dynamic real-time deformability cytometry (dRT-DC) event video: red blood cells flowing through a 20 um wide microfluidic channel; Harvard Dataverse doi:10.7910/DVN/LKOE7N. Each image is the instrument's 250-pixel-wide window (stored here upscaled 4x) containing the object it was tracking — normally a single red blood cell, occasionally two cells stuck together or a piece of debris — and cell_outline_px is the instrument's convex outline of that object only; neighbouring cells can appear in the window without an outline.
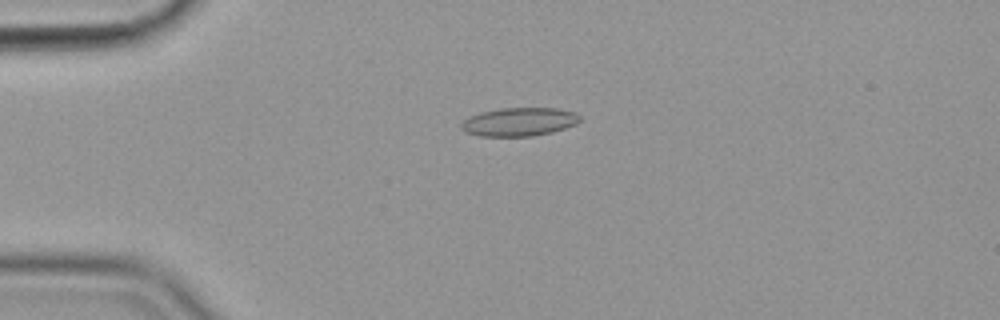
{"species": "common noctule bat (a hibernating species)", "species_latin": "Nyctalus noctula", "temperature_condition": "cold", "stored_images_in_passage": 56, "camera_frame_rate_fps": 3000, "um_per_image_px": 0.085, "animal": {"sex": "female", "body_mass_g": 19.9}, "frame": {"image": 1, "passage_image": 14, "time_ms": 4.333, "image_size_px": [1000, 320], "cell_outline_px": [[580, 120], [576, 124], [552, 132], [532, 136], [480, 136], [464, 132], [460, 128], [460, 124], [468, 116], [480, 112], [500, 108], [556, 108], [576, 112], [580, 116]], "centroid_in_image_um": [44.1, 10.35], "position_along_channel_um": 40.9, "area_um2": 19.83}}
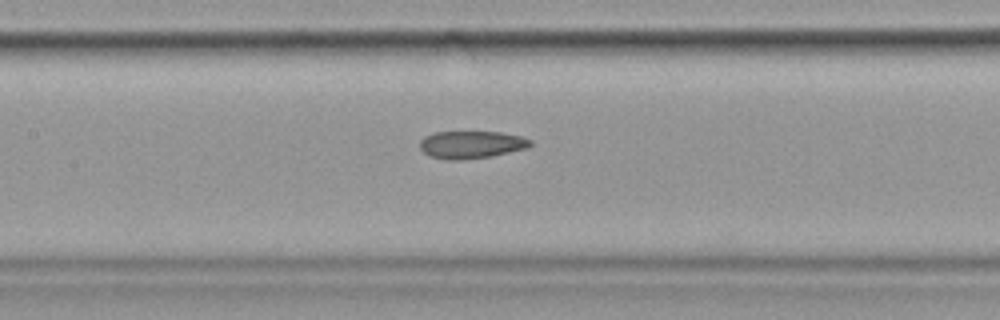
{"frame": {"image": 2, "passage_image": 27, "time_ms": 8.667, "image_size_px": [1000, 320], "cell_outline_px": [[532, 144], [528, 148], [492, 156], [460, 160], [444, 160], [428, 156], [420, 148], [420, 140], [424, 136], [436, 132], [500, 132], [520, 136], [532, 140]], "centroid_in_image_um": [40.05, 12.3], "position_along_channel_um": 167.4, "area_um2": 17.86}}
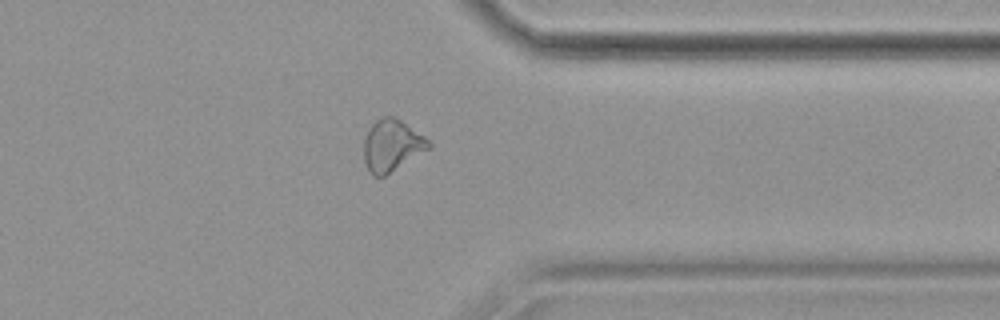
{"frame": {"image": 3, "passage_image": 45, "time_ms": 14.667, "image_size_px": [1000, 320], "cell_outline_px": [[432, 148], [384, 176], [372, 176], [368, 172], [364, 160], [364, 140], [368, 128], [376, 120], [384, 116], [392, 116], [400, 120], [424, 136], [432, 144]], "centroid_in_image_um": [33.3, 12.38], "position_along_channel_um": 378.1, "area_um2": 19.59}, "authors_computed_cell_mechanics": {"area_um2": 19.1318, "velocity_mm_per_s": 3.5943, "shape_relaxation_time_tau1_ms": null, "shape_relaxation_time_tau2_ms": 1.6197, "deformation_change_tau1": null, "deformation_change_tau2": 0.0793}}